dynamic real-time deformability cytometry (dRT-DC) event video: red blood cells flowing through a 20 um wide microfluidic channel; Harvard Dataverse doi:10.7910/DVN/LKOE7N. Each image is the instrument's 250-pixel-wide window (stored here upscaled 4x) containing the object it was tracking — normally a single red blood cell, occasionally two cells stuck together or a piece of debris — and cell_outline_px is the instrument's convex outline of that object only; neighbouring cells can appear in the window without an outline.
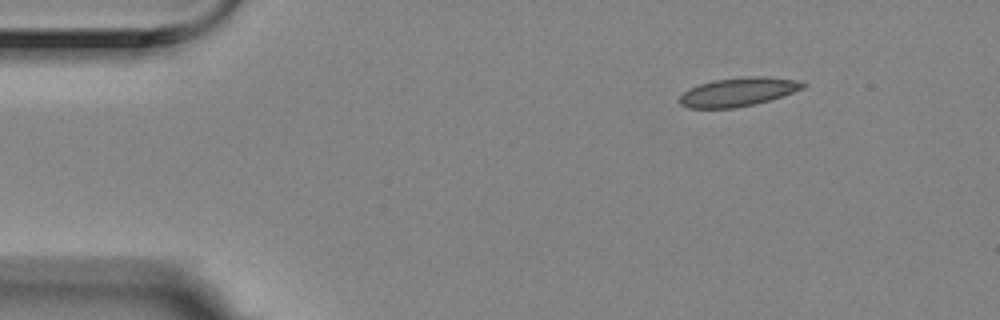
{"species": "Egyptian fruit bat (a non-hibernating species)", "species_latin": "Rousettus aegyptiacus", "temperature_condition": "room temperature", "stored_images_in_passage": 6, "camera_frame_rate_fps": 3000, "um_per_image_px": 0.085, "animal": {"sex": "female"}, "frame": {"image": 1, "passage_image": 6, "time_ms": 1.667, "image_size_px": [1000, 320], "cell_outline_px": [[808, 84], [804, 88], [768, 100], [752, 104], [732, 108], [688, 108], [680, 104], [680, 96], [688, 88], [712, 80], [744, 76], [764, 76], [796, 80]], "centroid_in_image_um": [62.71, 7.8], "position_along_channel_um": 22.3, "area_um2": 20.46}}